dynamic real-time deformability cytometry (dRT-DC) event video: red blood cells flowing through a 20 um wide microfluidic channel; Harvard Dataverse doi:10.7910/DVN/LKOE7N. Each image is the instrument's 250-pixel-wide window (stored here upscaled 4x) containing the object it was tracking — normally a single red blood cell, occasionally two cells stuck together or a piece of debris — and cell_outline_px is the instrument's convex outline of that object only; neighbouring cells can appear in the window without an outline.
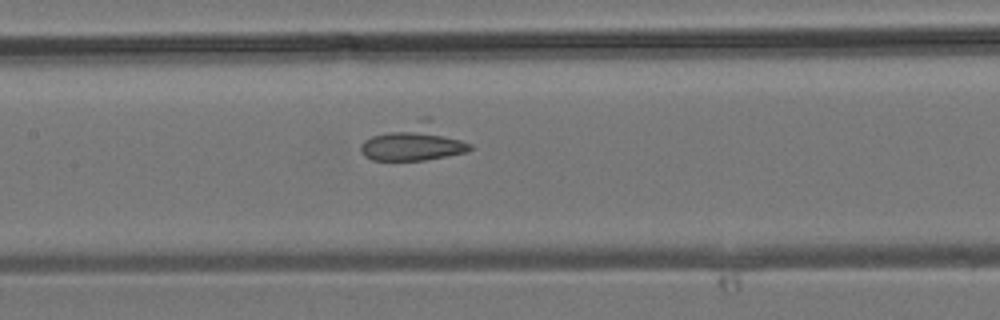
{"species": "common noctule bat (a hibernating species)", "species_latin": "Nyctalus noctula", "temperature_condition": "room temperature", "stored_images_in_passage": 7, "camera_frame_rate_fps": 3000, "um_per_image_px": 0.085, "animal": {"sex": "male", "body_mass_g": 19.2, "forearm_length_mm": 51.8}, "frame": {"image": 1, "passage_image": 7, "time_ms": 2.0, "image_size_px": [1000, 320], "cell_outline_px": [[472, 148], [464, 152], [424, 160], [372, 160], [364, 156], [360, 152], [360, 144], [364, 140], [372, 136], [424, 116], [432, 116], [472, 144]], "centroid_in_image_um": [35.27, 12.06], "position_along_channel_um": 172.1, "area_um2": 23.76}}